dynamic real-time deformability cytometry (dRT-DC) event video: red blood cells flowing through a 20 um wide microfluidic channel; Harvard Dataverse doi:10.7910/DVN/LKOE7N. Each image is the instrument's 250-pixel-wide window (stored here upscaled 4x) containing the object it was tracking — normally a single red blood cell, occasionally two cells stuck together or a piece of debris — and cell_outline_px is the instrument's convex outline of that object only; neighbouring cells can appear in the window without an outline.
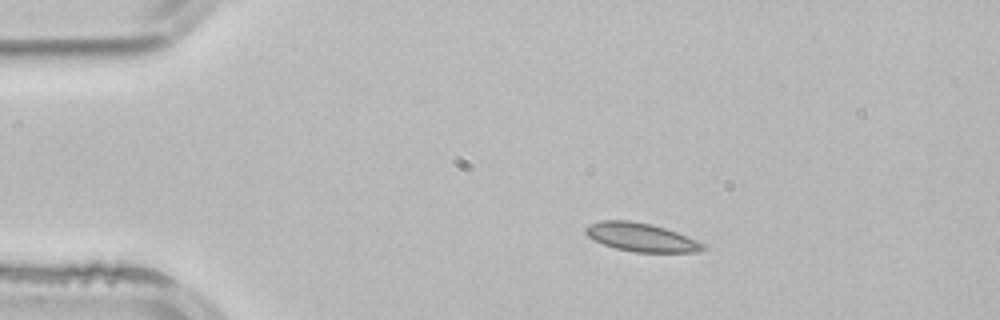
{"species": "common noctule bat (a hibernating species)", "species_latin": "Nyctalus noctula", "temperature_condition": "room temperature", "stored_images_in_passage": 44, "camera_frame_rate_fps": 3000, "um_per_image_px": 0.085, "animal": {"sex": "male", "body_mass_g": 21.5, "forearm_length_mm": 52.0}, "frame": {"image": 1, "passage_image": 1, "time_ms": 0.0, "image_size_px": [1000, 320], "cell_outline_px": [[708, 248], [700, 252], [636, 252], [616, 248], [604, 244], [588, 236], [584, 232], [584, 228], [588, 224], [600, 220], [628, 220], [652, 224], [676, 232], [696, 240], [704, 244]], "centroid_in_image_um": [54.5, 20.16], "position_along_channel_um": 30.5, "area_um2": 19.42}}
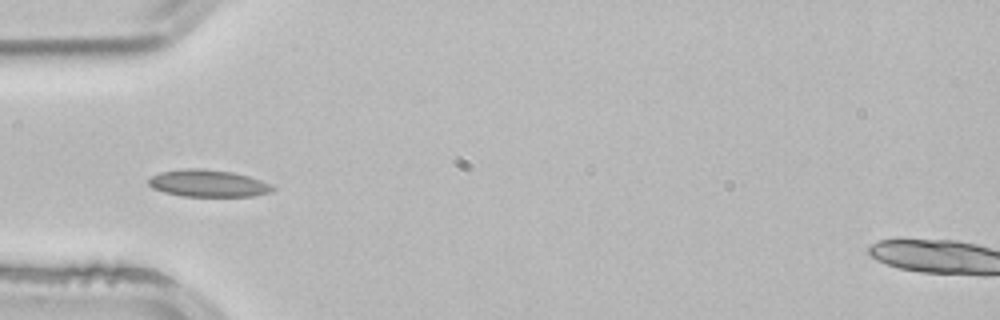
{"frame": {"image": 2, "passage_image": 8, "time_ms": 2.333, "image_size_px": [1000, 320], "cell_outline_px": [[276, 188], [272, 192], [252, 196], [180, 196], [164, 192], [152, 188], [148, 184], [148, 180], [152, 176], [160, 172], [188, 168], [200, 168], [232, 172], [248, 176], [260, 180]], "centroid_in_image_um": [17.67, 15.59], "position_along_channel_um": 67.3, "area_um2": 19.48}, "authors_computed_cell_mechanics": {"area_um2": 18.4093, "velocity_mm_per_s": 3.8539, "shape_relaxation_time_tau1_ms": 2.5911, "shape_relaxation_time_tau2_ms": 1.765, "deformation_change_tau1": 0.0828, "deformation_change_tau2": 0.0651}}